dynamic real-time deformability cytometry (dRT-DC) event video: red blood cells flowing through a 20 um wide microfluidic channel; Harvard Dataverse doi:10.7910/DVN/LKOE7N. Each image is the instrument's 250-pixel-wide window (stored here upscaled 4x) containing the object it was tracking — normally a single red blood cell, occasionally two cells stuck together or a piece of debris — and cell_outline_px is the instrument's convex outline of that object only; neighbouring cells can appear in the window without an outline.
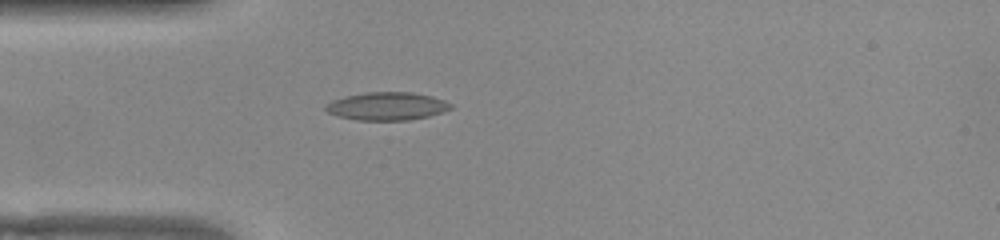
{"species": "common noctule bat (a hibernating species)", "species_latin": "Nyctalus noctula", "temperature_condition": "warm", "stored_images_in_passage": 39, "camera_frame_rate_fps": 3000, "um_per_image_px": 0.085, "animal": {"sex": "female", "body_mass_g": 22.0, "forearm_length_mm": 56.7}, "frame": {"image": 1, "passage_image": 1, "time_ms": 0.0, "image_size_px": [1000, 240], "cell_outline_px": [[452, 108], [444, 112], [428, 116], [408, 120], [356, 120], [340, 116], [328, 112], [324, 108], [332, 100], [348, 96], [368, 92], [412, 92], [432, 96], [444, 100], [452, 104]], "centroid_in_image_um": [32.94, 9.02], "position_along_channel_um": 52.1, "area_um2": 20.23}}
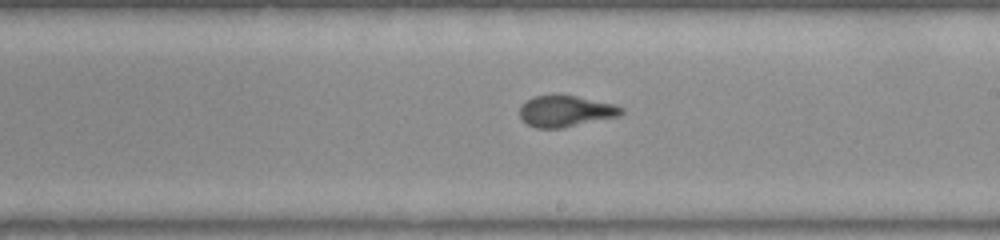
{"frame": {"image": 2, "passage_image": 16, "time_ms": 5.0, "image_size_px": [1000, 240], "cell_outline_px": [[624, 112], [620, 116], [560, 128], [536, 128], [528, 124], [520, 116], [520, 108], [532, 96], [576, 96], [616, 104], [624, 108]], "centroid_in_image_um": [48.13, 9.45], "position_along_channel_um": 240.9, "area_um2": 18.21}}
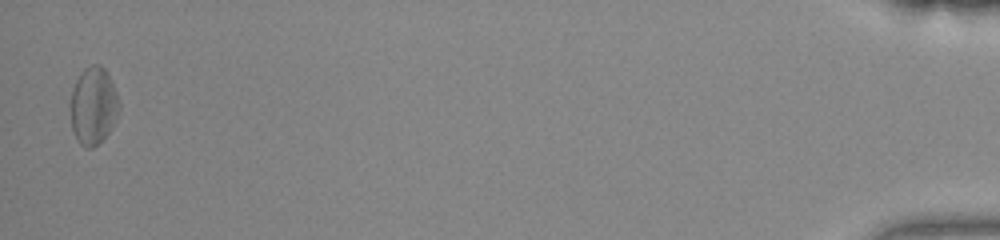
{"frame": {"image": 3, "passage_image": 38, "time_ms": 12.333, "image_size_px": [1000, 240], "cell_outline_px": [[120, 108], [116, 120], [108, 132], [92, 148], [84, 148], [76, 140], [72, 132], [72, 88], [80, 72], [84, 68], [92, 64], [100, 64], [104, 68], [116, 92], [120, 104]], "centroid_in_image_um": [7.93, 8.99], "position_along_channel_um": 427.3, "area_um2": 21.73}, "authors_computed_cell_mechanics": {"area_um2": 19.074, "velocity_mm_per_s": 3.8871, "shape_relaxation_time_tau1_ms": null, "shape_relaxation_time_tau2_ms": 1.6187, "deformation_change_tau1": null, "deformation_change_tau2": 0.0802}}